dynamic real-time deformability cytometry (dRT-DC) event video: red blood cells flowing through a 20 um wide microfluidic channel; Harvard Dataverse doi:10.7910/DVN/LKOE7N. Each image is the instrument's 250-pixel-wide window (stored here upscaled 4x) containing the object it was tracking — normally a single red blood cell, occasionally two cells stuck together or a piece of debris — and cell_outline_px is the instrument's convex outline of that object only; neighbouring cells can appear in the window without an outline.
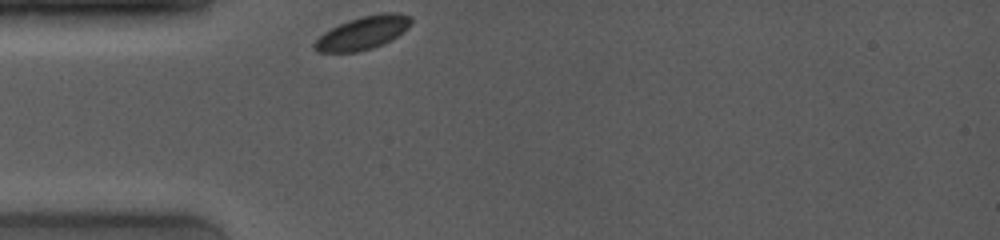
{"species": "common noctule bat (a hibernating species)", "species_latin": "Nyctalus noctula", "temperature_condition": "room temperature", "stored_images_in_passage": 4, "camera_frame_rate_fps": 4000, "um_per_image_px": 0.085, "animal": {"sex": "female", "body_mass_g": 19.0, "forearm_length_mm": 53.3}, "frame": {"image": 1, "passage_image": 1, "time_ms": 0.0, "image_size_px": [1000, 240], "cell_outline_px": [[412, 24], [408, 28], [392, 40], [372, 48], [356, 52], [316, 52], [312, 48], [312, 44], [324, 32], [348, 20], [360, 16], [384, 12], [396, 12], [408, 16], [412, 20]], "centroid_in_image_um": [30.83, 2.79], "position_along_channel_um": 54.2, "area_um2": 18.73}}